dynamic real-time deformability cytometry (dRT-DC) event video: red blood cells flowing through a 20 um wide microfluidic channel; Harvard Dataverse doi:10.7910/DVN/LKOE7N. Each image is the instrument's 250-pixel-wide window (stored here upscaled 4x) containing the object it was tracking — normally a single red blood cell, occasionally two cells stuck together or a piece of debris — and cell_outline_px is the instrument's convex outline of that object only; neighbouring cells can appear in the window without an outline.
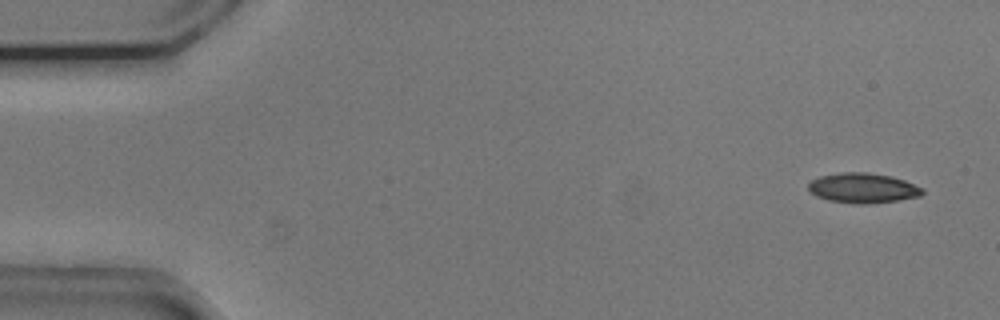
{"species": "common noctule bat (a hibernating species)", "species_latin": "Nyctalus noctula", "temperature_condition": "cold", "stored_images_in_passage": 53, "camera_frame_rate_fps": 3000, "um_per_image_px": 0.085, "animal": {"sex": "male", "body_mass_g": 20.5, "forearm_length_mm": 52.5}, "frame": {"image": 1, "passage_image": 2, "time_ms": 0.333, "image_size_px": [1000, 320], "cell_outline_px": [[924, 192], [920, 196], [896, 200], [868, 204], [856, 204], [828, 200], [816, 196], [808, 188], [808, 184], [812, 180], [820, 176], [840, 172], [868, 172], [892, 176], [904, 180], [924, 188]], "centroid_in_image_um": [73.35, 15.97], "position_along_channel_um": 11.6, "area_um2": 19.94}}
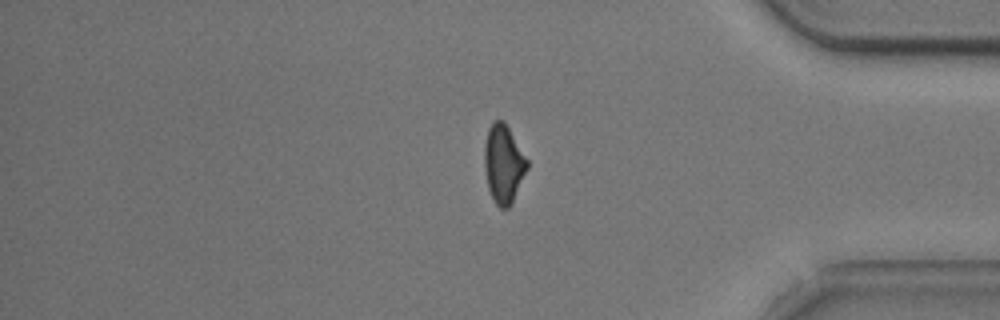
{"frame": {"image": 2, "passage_image": 44, "time_ms": 14.333, "image_size_px": [1000, 320], "cell_outline_px": [[528, 168], [508, 208], [500, 208], [496, 204], [488, 188], [484, 168], [484, 144], [488, 128], [492, 120], [504, 120], [528, 160]], "centroid_in_image_um": [42.78, 13.88], "position_along_channel_um": 392.4, "area_um2": 19.42}}
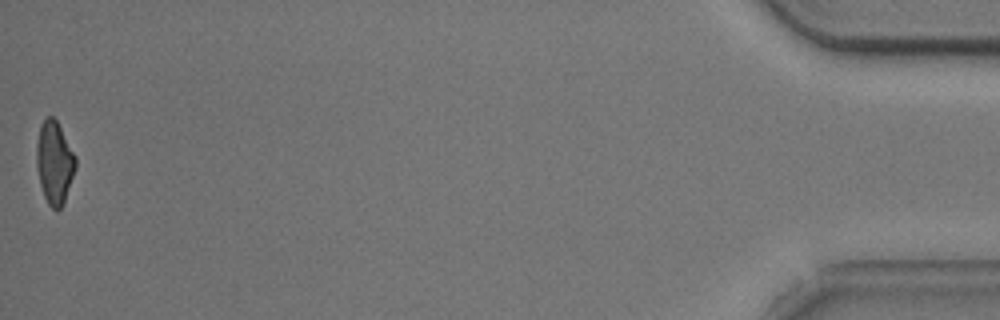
{"frame": {"image": 3, "passage_image": 53, "time_ms": 17.333, "image_size_px": [1000, 320], "cell_outline_px": [[76, 168], [64, 204], [56, 212], [48, 204], [44, 196], [40, 184], [36, 168], [36, 144], [40, 124], [48, 116], [52, 116], [56, 120], [76, 156]], "centroid_in_image_um": [4.62, 13.85], "position_along_channel_um": 430.6, "area_um2": 19.02}, "authors_computed_cell_mechanics": {"area_um2": 20.4034, "velocity_mm_per_s": 3.7277, "shape_relaxation_time_tau1_ms": 5.5877, "shape_relaxation_time_tau2_ms": 3.8822, "deformation_change_tau1": 0.1821, "deformation_change_tau2": 0.117}}